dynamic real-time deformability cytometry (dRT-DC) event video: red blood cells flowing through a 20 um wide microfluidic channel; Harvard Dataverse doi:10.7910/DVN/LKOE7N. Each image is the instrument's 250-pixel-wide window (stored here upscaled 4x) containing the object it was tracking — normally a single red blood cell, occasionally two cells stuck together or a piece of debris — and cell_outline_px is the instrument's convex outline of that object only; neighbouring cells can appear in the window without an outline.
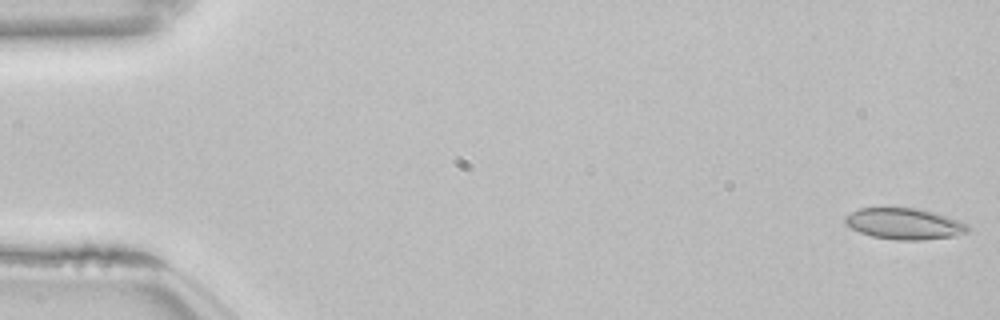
{"species": "common noctule bat (a hibernating species)", "species_latin": "Nyctalus noctula", "temperature_condition": "room temperature", "stored_images_in_passage": 53, "camera_frame_rate_fps": 3000, "um_per_image_px": 0.085, "animal": {"sex": "female", "body_mass_g": 22.7, "forearm_length_mm": 54.2}, "frame": {"image": 1, "passage_image": 1, "time_ms": 0.0, "image_size_px": [1000, 320], "cell_outline_px": [[968, 232], [956, 236], [920, 240], [896, 240], [872, 236], [860, 232], [844, 224], [844, 216], [860, 208], [920, 208], [936, 212], [968, 224]], "centroid_in_image_um": [76.87, 19.02], "position_along_channel_um": 8.1, "area_um2": 22.37}}
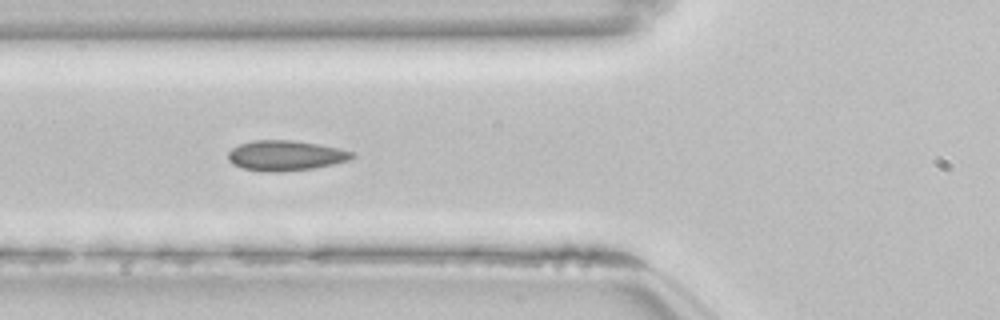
{"frame": {"image": 2, "passage_image": 20, "time_ms": 6.333, "image_size_px": [1000, 320], "cell_outline_px": [[356, 156], [352, 160], [316, 168], [280, 172], [272, 172], [244, 168], [232, 164], [228, 160], [228, 152], [232, 148], [240, 144], [252, 140], [292, 140], [320, 144], [340, 148], [352, 152]], "centroid_in_image_um": [24.31, 13.22], "position_along_channel_um": 101.5, "area_um2": 22.02}}
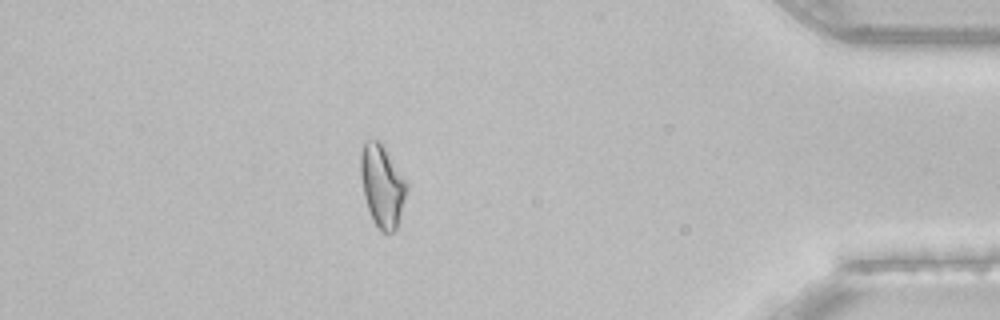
{"frame": {"image": 3, "passage_image": 47, "time_ms": 15.333, "image_size_px": [1000, 320], "cell_outline_px": [[408, 188], [396, 228], [388, 236], [380, 232], [372, 220], [364, 196], [360, 176], [360, 152], [364, 144], [368, 140], [380, 140], [384, 144], [408, 184]], "centroid_in_image_um": [32.48, 15.79], "position_along_channel_um": 402.7, "area_um2": 22.37}, "authors_computed_cell_mechanics": {"area_um2": 21.7328, "velocity_mm_per_s": 3.8389, "shape_relaxation_time_tau1_ms": 11.1417, "shape_relaxation_time_tau2_ms": 1.8278, "deformation_change_tau1": 0.1674, "deformation_change_tau2": 0.0636}}